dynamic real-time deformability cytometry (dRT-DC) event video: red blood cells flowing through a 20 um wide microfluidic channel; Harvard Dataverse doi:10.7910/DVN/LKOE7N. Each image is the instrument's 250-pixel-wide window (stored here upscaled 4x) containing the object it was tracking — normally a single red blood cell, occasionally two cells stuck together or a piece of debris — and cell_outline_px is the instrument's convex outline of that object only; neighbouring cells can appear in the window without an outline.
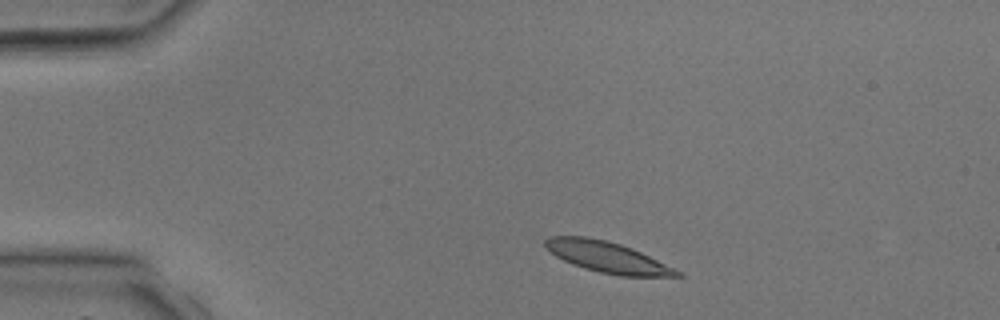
{"species": "common noctule bat (a hibernating species)", "species_latin": "Nyctalus noctula", "temperature_condition": "room temperature", "stored_images_in_passage": 2, "camera_frame_rate_fps": 3000, "um_per_image_px": 0.085, "animal": {"sex": "male", "body_mass_g": 17.9, "forearm_length_mm": 54.2}, "frame": {"image": 1, "passage_image": 1, "time_ms": 0.0, "image_size_px": [1000, 320], "cell_outline_px": [[684, 276], [620, 276], [600, 272], [584, 268], [572, 264], [556, 256], [544, 248], [544, 240], [548, 236], [588, 236], [620, 244], [632, 248], [684, 272]], "centroid_in_image_um": [51.61, 21.85], "position_along_channel_um": 33.4, "area_um2": 23.81}}